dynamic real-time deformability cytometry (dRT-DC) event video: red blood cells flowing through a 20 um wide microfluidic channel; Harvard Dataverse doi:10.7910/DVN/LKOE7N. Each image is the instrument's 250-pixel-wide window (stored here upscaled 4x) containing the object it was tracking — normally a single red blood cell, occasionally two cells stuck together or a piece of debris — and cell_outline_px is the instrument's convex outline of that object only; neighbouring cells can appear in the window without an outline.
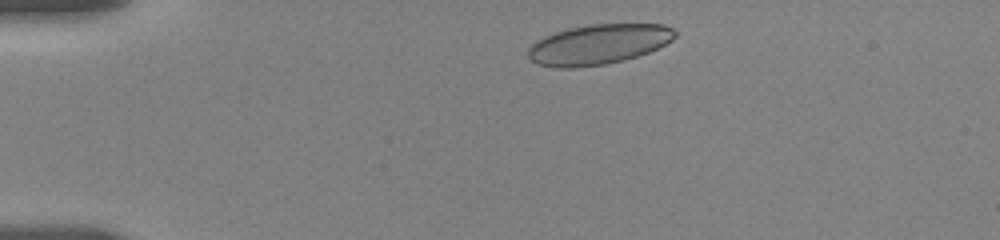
{"species": "human", "species_latin": "Homo sapiens", "temperature_condition": "room temperature", "stored_images_in_passage": 42, "camera_frame_rate_fps": 3000, "um_per_image_px": 0.085, "donor": {"sex": "female"}, "frame": {"image": 1, "passage_image": 2, "time_ms": 0.333, "image_size_px": [1000, 240], "cell_outline_px": [[676, 36], [672, 40], [648, 52], [624, 60], [604, 64], [576, 68], [556, 68], [540, 64], [532, 60], [528, 56], [528, 48], [536, 40], [544, 36], [568, 28], [592, 24], [664, 24], [672, 28], [676, 32]], "centroid_in_image_um": [50.86, 3.77], "position_along_channel_um": 34.1, "area_um2": 34.16}}
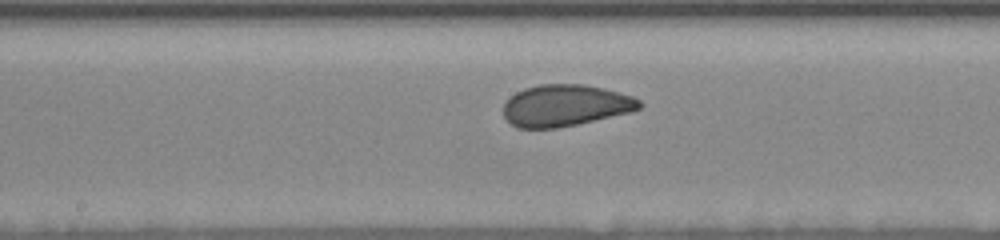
{"frame": {"image": 2, "passage_image": 21, "time_ms": 6.667, "image_size_px": [1000, 240], "cell_outline_px": [[644, 104], [640, 108], [632, 112], [560, 128], [516, 128], [504, 116], [504, 104], [516, 92], [524, 88], [540, 84], [584, 84], [604, 88], [632, 96], [640, 100]], "centroid_in_image_um": [48.09, 8.97], "position_along_channel_um": 200.1, "area_um2": 33.12}}
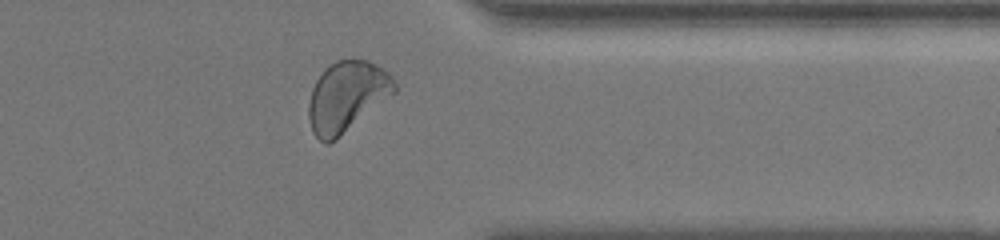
{"frame": {"image": 3, "passage_image": 33, "time_ms": 12.0, "image_size_px": [1000, 240], "cell_outline_px": [[396, 92], [336, 140], [328, 144], [324, 144], [312, 132], [308, 116], [308, 104], [312, 88], [316, 80], [324, 68], [328, 64], [336, 60], [368, 60], [376, 64], [388, 72], [392, 76], [396, 84]], "centroid_in_image_um": [29.47, 8.21], "position_along_channel_um": 381.9, "area_um2": 35.43}, "authors_computed_cell_mechanics": {"area_um2": 33.8708, "velocity_mm_per_s": 3.4999, "shape_relaxation_time_tau1_ms": 3.8084, "shape_relaxation_time_tau2_ms": 0.9257, "deformation_change_tau1": 0.092, "deformation_change_tau2": 0.0508}}